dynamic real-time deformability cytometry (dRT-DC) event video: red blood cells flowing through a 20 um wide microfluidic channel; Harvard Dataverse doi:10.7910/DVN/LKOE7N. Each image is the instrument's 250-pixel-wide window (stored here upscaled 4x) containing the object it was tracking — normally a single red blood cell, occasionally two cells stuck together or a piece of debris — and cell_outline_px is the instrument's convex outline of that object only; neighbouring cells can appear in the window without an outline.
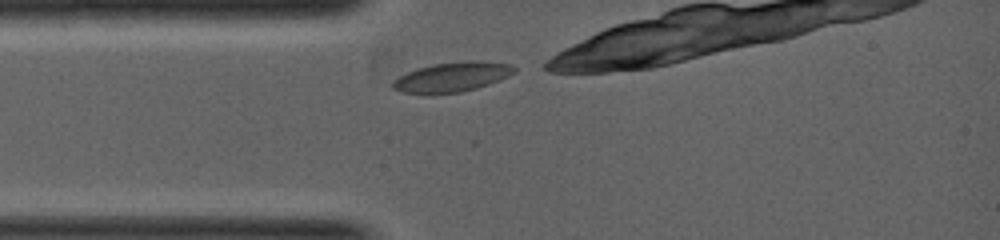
{"species": "common noctule bat (a hibernating species)", "species_latin": "Nyctalus noctula", "temperature_condition": "warm", "stored_images_in_passage": 4, "camera_frame_rate_fps": 5000, "um_per_image_px": 0.085, "animal": {"sex": "female", "body_mass_g": 19.0, "forearm_length_mm": 53.3}, "frame": {"image": 1, "passage_image": 1, "time_ms": 0.0, "image_size_px": [1000, 240], "cell_outline_px": [[516, 68], [508, 76], [500, 80], [476, 88], [460, 92], [400, 92], [392, 88], [392, 80], [416, 68], [436, 64], [472, 60], [480, 60], [512, 64]], "centroid_in_image_um": [38.45, 6.52], "position_along_channel_um": 46.5, "area_um2": 20.52}}
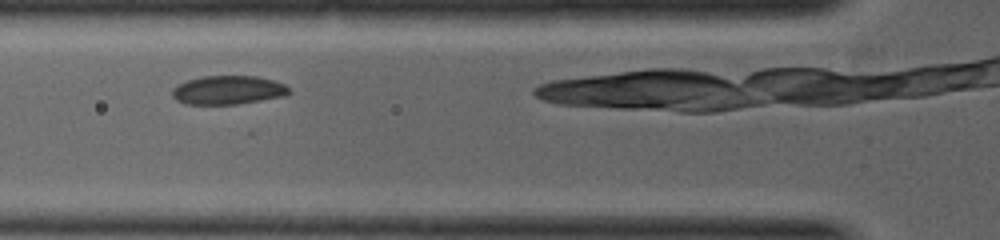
{"frame": {"image": 2, "passage_image": 3, "time_ms": 0.8, "image_size_px": [1000, 240], "cell_outline_px": [[292, 92], [284, 96], [236, 104], [184, 104], [176, 100], [172, 96], [172, 88], [176, 84], [188, 80], [204, 76], [256, 76], [272, 80], [284, 84]], "centroid_in_image_um": [19.35, 7.65], "position_along_channel_um": 106.5, "area_um2": 19.54}}
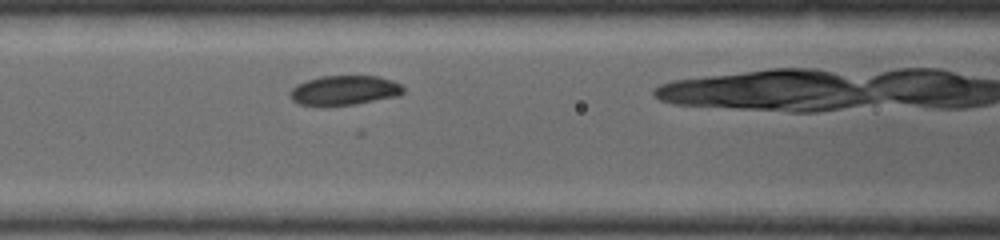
{"frame": {"image": 3, "passage_image": 4, "time_ms": 1.2, "image_size_px": [1000, 240], "cell_outline_px": [[404, 92], [400, 96], [356, 104], [324, 108], [316, 108], [296, 104], [288, 96], [288, 92], [296, 84], [320, 76], [380, 76], [392, 80], [400, 84], [404, 88]], "centroid_in_image_um": [29.2, 7.72], "position_along_channel_um": 137.4, "area_um2": 20.46}}